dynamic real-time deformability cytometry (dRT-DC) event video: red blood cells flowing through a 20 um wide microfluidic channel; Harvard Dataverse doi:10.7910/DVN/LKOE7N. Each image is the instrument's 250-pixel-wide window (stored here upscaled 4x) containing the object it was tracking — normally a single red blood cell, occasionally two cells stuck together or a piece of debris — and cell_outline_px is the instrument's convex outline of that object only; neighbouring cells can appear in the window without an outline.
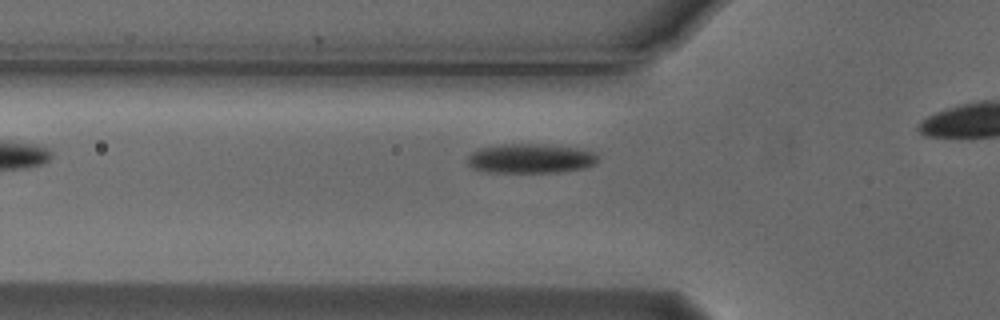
{"species": "Egyptian fruit bat (a non-hibernating species)", "species_latin": "Rousettus aegyptiacus", "temperature_condition": "cold", "stored_images_in_passage": 12, "camera_frame_rate_fps": 3000, "um_per_image_px": 0.085, "animal": {"sex": "male"}, "frame": {"image": 1, "passage_image": 3, "time_ms": 0.667, "image_size_px": [1000, 320], "cell_outline_px": [[596, 164], [588, 168], [556, 172], [484, 172], [472, 168], [464, 160], [472, 152], [480, 148], [504, 144], [536, 144], [572, 148], [592, 152], [596, 156]], "centroid_in_image_um": [45.02, 13.49], "position_along_channel_um": 80.8, "area_um2": 22.2}}
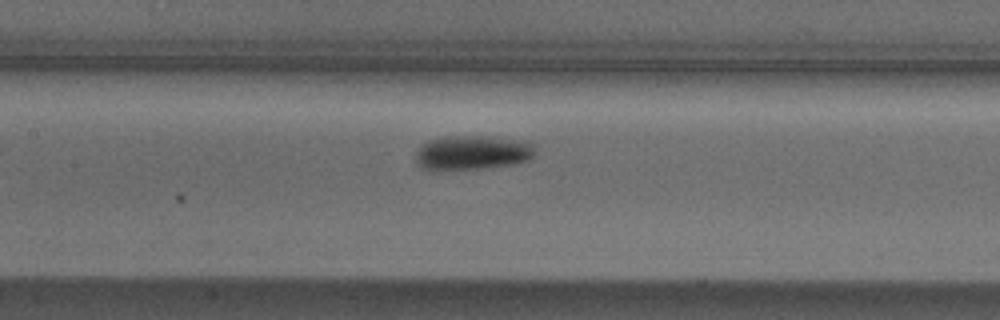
{"frame": {"image": 2, "passage_image": 10, "time_ms": 3.0, "image_size_px": [1000, 320], "cell_outline_px": [[536, 156], [528, 160], [512, 164], [480, 168], [440, 172], [432, 172], [420, 168], [416, 164], [416, 152], [428, 140], [448, 136], [484, 136], [528, 140], [532, 144], [536, 152]], "centroid_in_image_um": [40.13, 13.0], "position_along_channel_um": 167.3, "area_um2": 24.62}}